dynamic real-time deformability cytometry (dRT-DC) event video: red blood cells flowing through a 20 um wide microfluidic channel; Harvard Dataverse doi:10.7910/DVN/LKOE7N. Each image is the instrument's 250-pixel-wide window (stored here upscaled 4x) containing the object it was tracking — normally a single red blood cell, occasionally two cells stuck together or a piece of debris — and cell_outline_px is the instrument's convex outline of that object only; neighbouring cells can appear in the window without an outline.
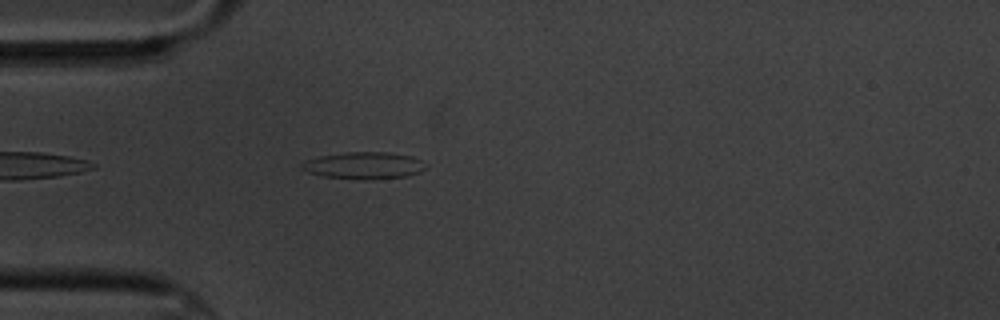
{"species": "common noctule bat (a hibernating species)", "species_latin": "Nyctalus noctula", "temperature_condition": "cold", "stored_images_in_passage": 5, "camera_frame_rate_fps": 3000, "um_per_image_px": 0.085, "animal": {"sex": "male", "body_mass_g": 20.1, "forearm_length_mm": 53.5}, "frame": {"image": 1, "passage_image": 5, "time_ms": 4.667, "image_size_px": [1000, 320], "cell_outline_px": [[428, 168], [420, 172], [408, 176], [364, 180], [320, 176], [308, 172], [300, 168], [300, 164], [304, 160], [320, 156], [344, 152], [388, 152], [412, 156], [428, 164]], "centroid_in_image_um": [30.94, 14.07], "position_along_channel_um": 54.1, "area_um2": 19.83}}